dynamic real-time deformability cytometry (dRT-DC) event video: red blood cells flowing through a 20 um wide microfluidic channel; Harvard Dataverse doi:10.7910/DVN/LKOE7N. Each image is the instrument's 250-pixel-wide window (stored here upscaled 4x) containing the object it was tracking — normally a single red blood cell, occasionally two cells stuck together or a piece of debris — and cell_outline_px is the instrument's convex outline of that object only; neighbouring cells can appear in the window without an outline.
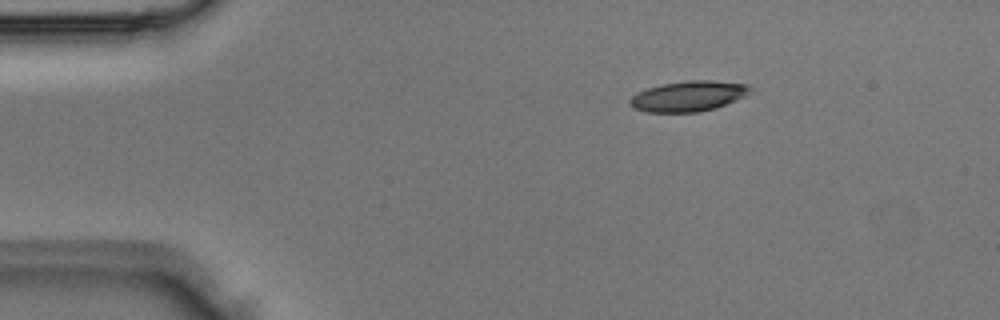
{"species": "Egyptian fruit bat (a non-hibernating species)", "species_latin": "Rousettus aegyptiacus", "temperature_condition": "room temperature", "stored_images_in_passage": 2, "camera_frame_rate_fps": 3000, "um_per_image_px": 0.085, "animal": {"sex": "male"}, "frame": {"image": 1, "passage_image": 1, "time_ms": 0.0, "image_size_px": [1000, 320], "cell_outline_px": [[752, 92], [736, 100], [716, 108], [696, 112], [648, 112], [632, 108], [628, 104], [628, 100], [636, 92], [660, 84], [684, 80], [712, 80], [748, 84], [752, 88]], "centroid_in_image_um": [58.5, 8.16], "position_along_channel_um": 26.5, "area_um2": 21.62}}